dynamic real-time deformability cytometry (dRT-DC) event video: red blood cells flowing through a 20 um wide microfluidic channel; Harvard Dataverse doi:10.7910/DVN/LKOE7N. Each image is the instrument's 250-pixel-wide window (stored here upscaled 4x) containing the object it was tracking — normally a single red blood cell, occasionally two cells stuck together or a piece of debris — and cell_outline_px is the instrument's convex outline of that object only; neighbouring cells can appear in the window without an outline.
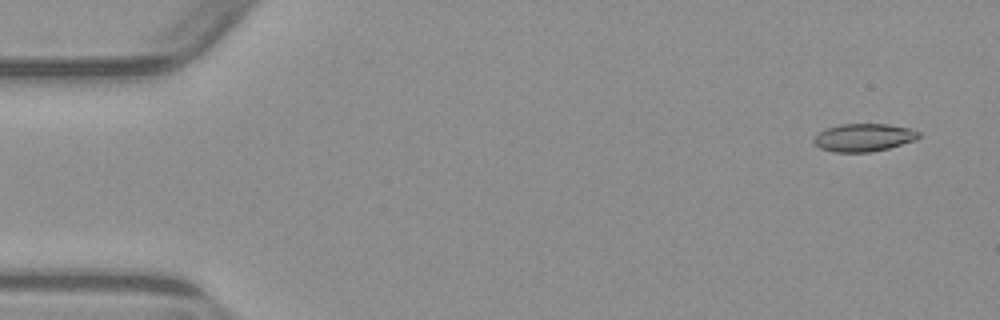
{"species": "common noctule bat (a hibernating species)", "species_latin": "Nyctalus noctula", "temperature_condition": "warm", "stored_images_in_passage": 4, "camera_frame_rate_fps": 3000, "um_per_image_px": 0.085, "animal": {"sex": "male", "body_mass_g": 23.1, "forearm_length_mm": 52.7}, "frame": {"image": 1, "passage_image": 1, "time_ms": 0.0, "image_size_px": [1000, 320], "cell_outline_px": [[920, 136], [916, 140], [888, 148], [872, 152], [836, 152], [820, 148], [812, 140], [824, 128], [840, 124], [888, 124], [912, 128], [920, 132]], "centroid_in_image_um": [73.44, 11.68], "position_along_channel_um": 11.6, "area_um2": 17.11}}